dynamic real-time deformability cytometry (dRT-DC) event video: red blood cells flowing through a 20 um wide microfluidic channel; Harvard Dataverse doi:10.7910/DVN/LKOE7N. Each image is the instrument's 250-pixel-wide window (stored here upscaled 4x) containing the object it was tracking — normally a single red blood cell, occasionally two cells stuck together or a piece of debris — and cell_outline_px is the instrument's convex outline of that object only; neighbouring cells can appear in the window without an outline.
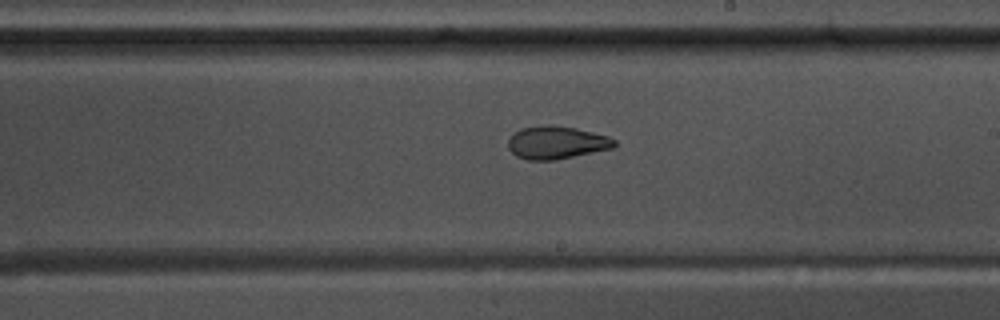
{"species": "common noctule bat (a hibernating species)", "species_latin": "Nyctalus noctula", "temperature_condition": "warm", "stored_images_in_passage": 56, "camera_frame_rate_fps": 3000, "um_per_image_px": 0.085, "animal": {"sex": "male", "body_mass_g": 17.5, "forearm_length_mm": 52.3}, "frame": {"image": 1, "passage_image": 33, "time_ms": 10.667, "image_size_px": [1000, 320], "cell_outline_px": [[616, 144], [612, 148], [556, 160], [528, 160], [516, 156], [508, 148], [508, 140], [520, 128], [548, 124], [576, 128], [608, 136], [616, 140]], "centroid_in_image_um": [47.29, 12.12], "position_along_channel_um": 241.7, "area_um2": 20.29}}
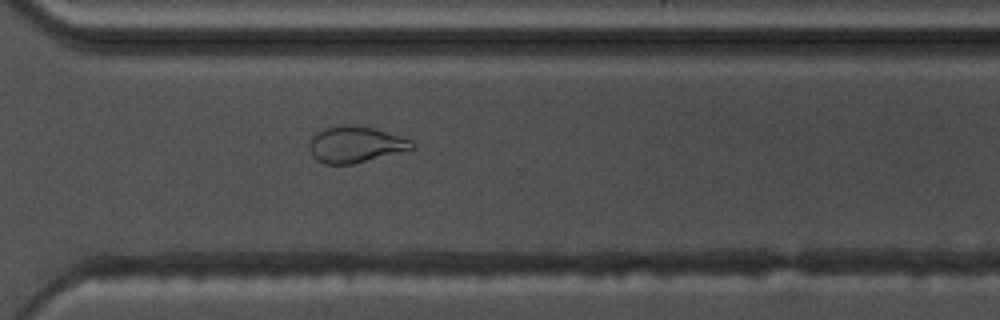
{"frame": {"image": 2, "passage_image": 41, "time_ms": 13.333, "image_size_px": [1000, 320], "cell_outline_px": [[416, 148], [352, 164], [324, 164], [316, 160], [312, 156], [312, 136], [316, 132], [324, 128], [372, 128], [412, 140], [416, 144]], "centroid_in_image_um": [30.26, 12.34], "position_along_channel_um": 340.3, "area_um2": 20.63}}
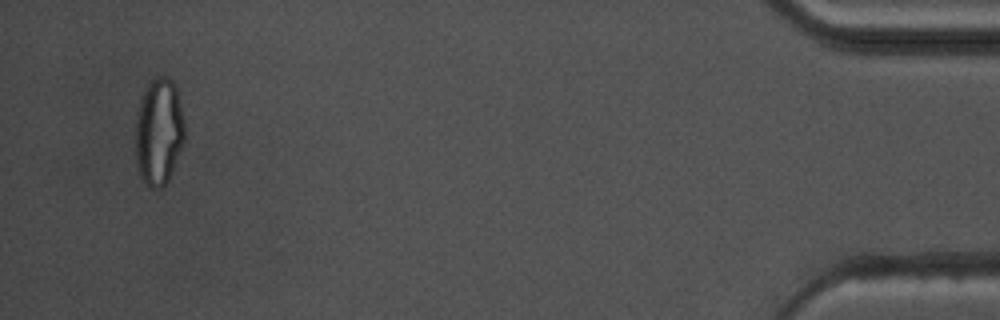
{"frame": {"image": 3, "passage_image": 54, "time_ms": 17.667, "image_size_px": [1000, 320], "cell_outline_px": [[184, 140], [168, 180], [160, 188], [152, 188], [140, 176], [136, 164], [136, 116], [140, 100], [148, 84], [152, 80], [160, 76], [164, 76], [172, 80], [176, 88], [184, 120]], "centroid_in_image_um": [13.49, 11.19], "position_along_channel_um": 421.7, "area_um2": 30.23}, "authors_computed_cell_mechanics": {"area_um2": 22.9466, "velocity_mm_per_s": 3.7006, "shape_relaxation_time_tau1_ms": null, "shape_relaxation_time_tau2_ms": 2.7623, "deformation_change_tau1": null, "deformation_change_tau2": 0.1}}